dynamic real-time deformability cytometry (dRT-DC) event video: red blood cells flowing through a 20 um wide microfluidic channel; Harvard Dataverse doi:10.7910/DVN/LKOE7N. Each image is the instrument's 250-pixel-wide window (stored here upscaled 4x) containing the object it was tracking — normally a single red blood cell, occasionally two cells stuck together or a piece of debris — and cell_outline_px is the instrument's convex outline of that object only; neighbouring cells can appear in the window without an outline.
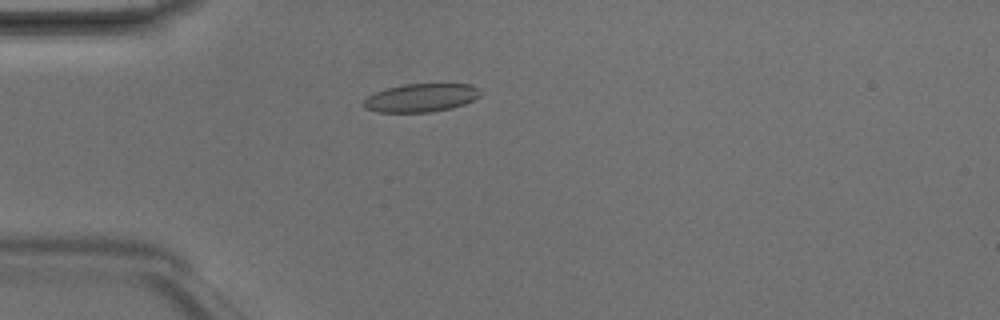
{"species": "Egyptian fruit bat (a non-hibernating species)", "species_latin": "Rousettus aegyptiacus", "temperature_condition": "room temperature", "stored_images_in_passage": 4, "camera_frame_rate_fps": 3000, "um_per_image_px": 0.085, "animal": {"sex": "male"}, "frame": {"image": 1, "passage_image": 4, "time_ms": 1.0, "image_size_px": [1000, 320], "cell_outline_px": [[480, 96], [464, 104], [452, 108], [432, 112], [376, 112], [364, 108], [364, 100], [368, 96], [376, 92], [388, 88], [404, 84], [472, 84], [476, 88]], "centroid_in_image_um": [35.76, 8.32], "position_along_channel_um": 49.2, "area_um2": 19.07}}